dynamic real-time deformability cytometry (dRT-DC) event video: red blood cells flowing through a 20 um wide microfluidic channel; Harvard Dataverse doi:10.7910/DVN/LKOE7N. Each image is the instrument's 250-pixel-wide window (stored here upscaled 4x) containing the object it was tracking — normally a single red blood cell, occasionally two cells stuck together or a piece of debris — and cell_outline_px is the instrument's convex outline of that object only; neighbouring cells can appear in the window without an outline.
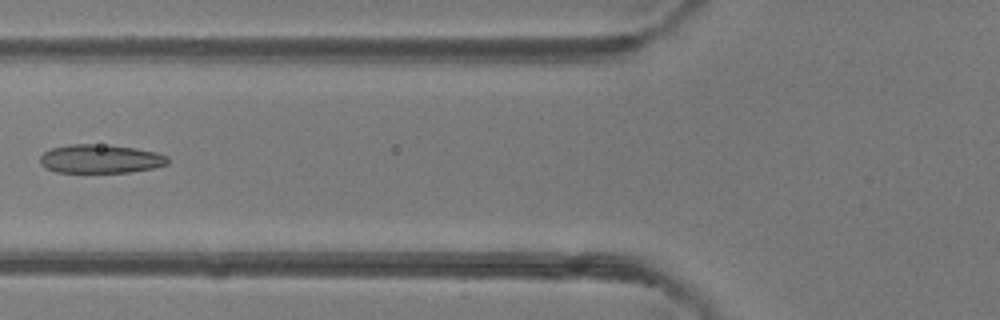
{"species": "common noctule bat (a hibernating species)", "species_latin": "Nyctalus noctula", "temperature_condition": "room temperature", "stored_images_in_passage": 5, "camera_frame_rate_fps": 3000, "um_per_image_px": 0.085, "animal": {"sex": "female"}, "frame": {"image": 1, "passage_image": 5, "time_ms": 1.333, "image_size_px": [1000, 320], "cell_outline_px": [[168, 164], [152, 168], [128, 172], [56, 172], [40, 164], [40, 156], [44, 152], [52, 148], [68, 144], [92, 144], [136, 148], [156, 152], [168, 156]], "centroid_in_image_um": [8.53, 13.5], "position_along_channel_um": 117.3, "area_um2": 21.15}}